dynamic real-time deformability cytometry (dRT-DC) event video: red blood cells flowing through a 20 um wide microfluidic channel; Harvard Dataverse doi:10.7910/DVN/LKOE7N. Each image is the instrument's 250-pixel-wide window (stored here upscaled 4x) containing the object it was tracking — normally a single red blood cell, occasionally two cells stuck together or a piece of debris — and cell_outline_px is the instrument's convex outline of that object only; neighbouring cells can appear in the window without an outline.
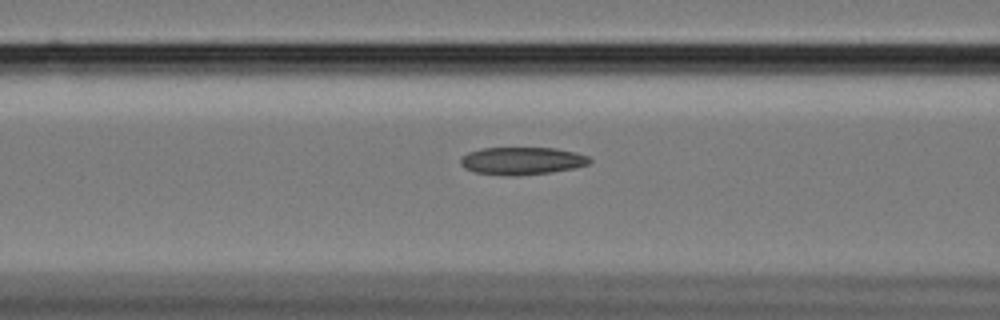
{"species": "Egyptian fruit bat (a non-hibernating species)", "species_latin": "Rousettus aegyptiacus", "temperature_condition": "cold", "stored_images_in_passage": 14, "camera_frame_rate_fps": 3000, "um_per_image_px": 0.085, "animal": {"sex": "female"}, "frame": {"image": 1, "passage_image": 8, "time_ms": 2.333, "image_size_px": [1000, 320], "cell_outline_px": [[592, 160], [588, 164], [576, 168], [552, 172], [520, 176], [504, 176], [476, 172], [464, 168], [460, 164], [460, 156], [468, 152], [484, 148], [556, 148], [576, 152], [588, 156]], "centroid_in_image_um": [44.37, 13.68], "position_along_channel_um": 122.2, "area_um2": 21.04}}
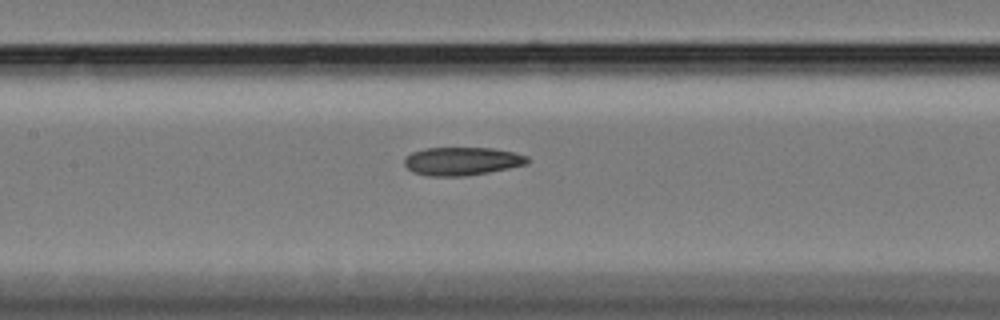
{"frame": {"image": 2, "passage_image": 12, "time_ms": 3.667, "image_size_px": [1000, 320], "cell_outline_px": [[528, 164], [488, 172], [464, 176], [428, 176], [412, 172], [404, 164], [404, 156], [412, 152], [424, 148], [492, 148], [516, 152], [528, 156]], "centroid_in_image_um": [39.25, 13.69], "position_along_channel_um": 168.2, "area_um2": 20.35}}